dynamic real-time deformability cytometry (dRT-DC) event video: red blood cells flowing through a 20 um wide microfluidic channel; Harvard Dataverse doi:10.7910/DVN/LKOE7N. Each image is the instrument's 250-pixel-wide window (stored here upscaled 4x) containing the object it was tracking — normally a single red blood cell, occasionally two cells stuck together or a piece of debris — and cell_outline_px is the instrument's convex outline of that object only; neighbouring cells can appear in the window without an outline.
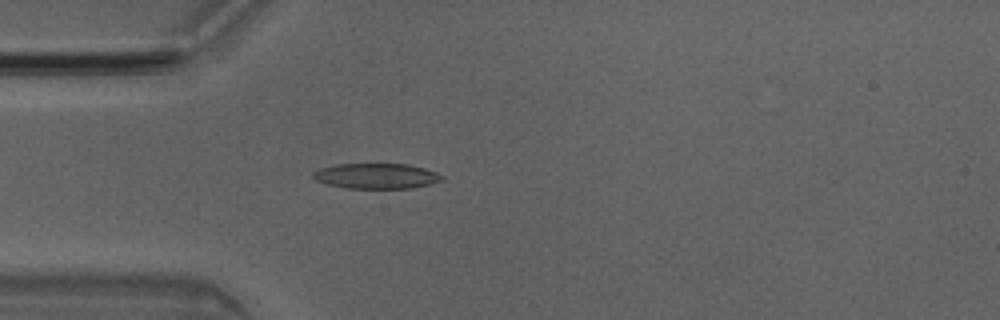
{"species": "Egyptian fruit bat (a non-hibernating species)", "species_latin": "Rousettus aegyptiacus", "temperature_condition": "room temperature", "stored_images_in_passage": 4, "camera_frame_rate_fps": 3000, "um_per_image_px": 0.085, "animal": {"sex": "male"}, "frame": {"image": 1, "passage_image": 4, "time_ms": 1.0, "image_size_px": [1000, 320], "cell_outline_px": [[444, 180], [412, 188], [344, 188], [328, 184], [316, 180], [312, 176], [312, 172], [320, 168], [336, 164], [408, 164], [424, 168], [436, 172], [444, 176]], "centroid_in_image_um": [31.99, 14.96], "position_along_channel_um": 53.0, "area_um2": 19.02}}